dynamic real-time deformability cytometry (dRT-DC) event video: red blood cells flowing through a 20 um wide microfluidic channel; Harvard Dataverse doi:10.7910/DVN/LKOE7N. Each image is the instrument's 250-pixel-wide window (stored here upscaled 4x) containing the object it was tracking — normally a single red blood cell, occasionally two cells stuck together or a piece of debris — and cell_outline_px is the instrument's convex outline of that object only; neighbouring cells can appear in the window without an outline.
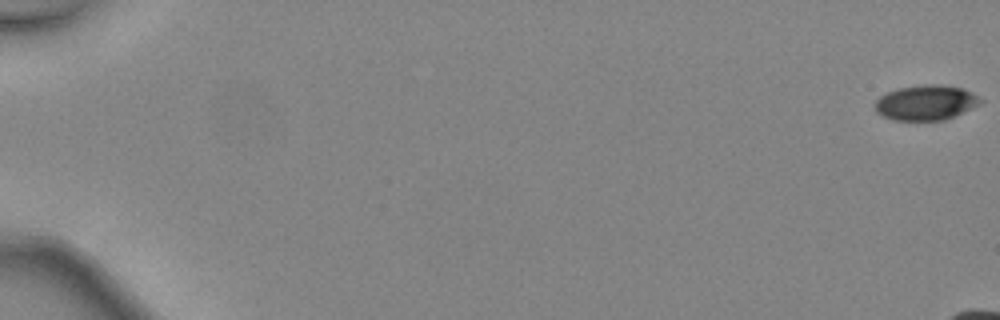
{"species": "common noctule bat (a hibernating species)", "species_latin": "Nyctalus noctula", "temperature_condition": "warm", "stored_images_in_passage": 10, "camera_frame_rate_fps": 3000, "um_per_image_px": 0.085, "animal": {"sex": "female", "body_mass_g": 24.6, "forearm_length_mm": 56.2}, "frame": {"image": 1, "passage_image": 1, "time_ms": 0.0, "image_size_px": [1000, 320], "cell_outline_px": [[984, 100], [980, 104], [956, 116], [944, 120], [892, 120], [876, 112], [872, 104], [880, 96], [888, 92], [900, 88], [924, 84], [940, 84], [960, 88], [972, 92]], "centroid_in_image_um": [78.7, 8.73], "position_along_channel_um": 6.3, "area_um2": 21.68}}